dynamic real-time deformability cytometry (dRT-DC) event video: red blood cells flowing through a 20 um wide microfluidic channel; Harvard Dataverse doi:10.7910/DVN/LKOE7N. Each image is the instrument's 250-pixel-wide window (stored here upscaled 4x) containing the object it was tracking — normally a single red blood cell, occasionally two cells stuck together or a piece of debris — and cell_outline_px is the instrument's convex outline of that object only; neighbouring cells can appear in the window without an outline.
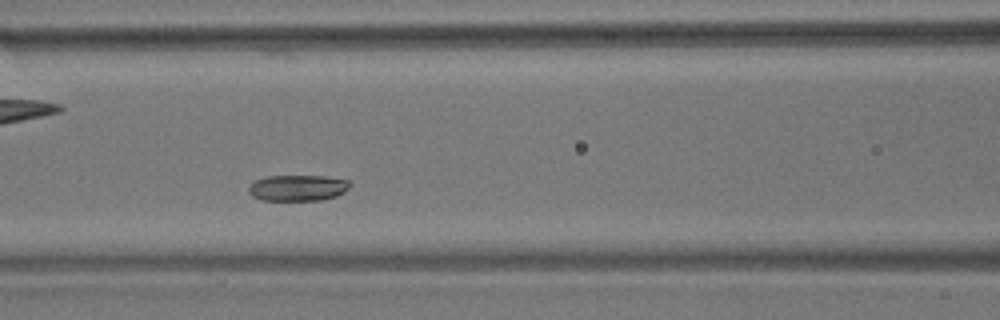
{"species": "common noctule bat (a hibernating species)", "species_latin": "Nyctalus noctula", "temperature_condition": "room temperature", "stored_images_in_passage": 55, "camera_frame_rate_fps": 3000, "um_per_image_px": 0.085, "animal": {"sex": "male", "body_mass_g": 17.9}, "frame": {"image": 1, "passage_image": 24, "time_ms": 7.667, "image_size_px": [1000, 320], "cell_outline_px": [[352, 184], [344, 192], [336, 196], [320, 200], [260, 200], [252, 196], [248, 192], [248, 188], [256, 180], [268, 176], [324, 176], [352, 180]], "centroid_in_image_um": [25.34, 15.97], "position_along_channel_um": 141.3, "area_um2": 15.43}}